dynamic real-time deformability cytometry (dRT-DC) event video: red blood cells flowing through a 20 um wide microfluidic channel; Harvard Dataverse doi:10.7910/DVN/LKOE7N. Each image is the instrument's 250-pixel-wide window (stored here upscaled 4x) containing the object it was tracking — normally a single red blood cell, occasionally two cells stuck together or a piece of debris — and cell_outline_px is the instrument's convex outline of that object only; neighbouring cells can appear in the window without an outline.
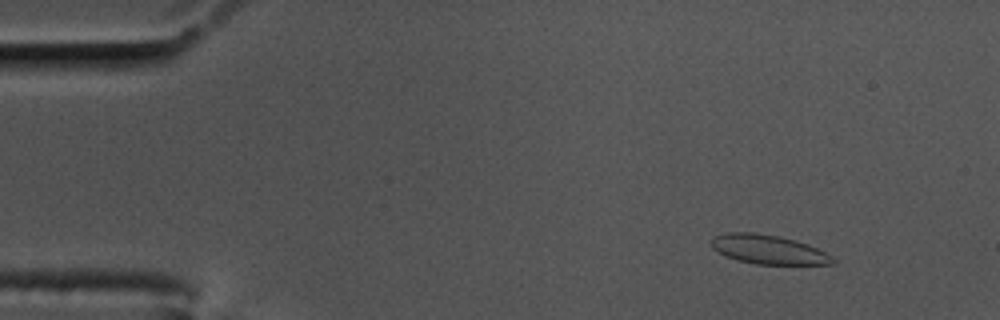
{"species": "common noctule bat (a hibernating species)", "species_latin": "Nyctalus noctula", "temperature_condition": "cold", "stored_images_in_passage": 16, "camera_frame_rate_fps": 3000, "um_per_image_px": 0.085, "animal": {"sex": "male", "body_mass_g": 17.5, "forearm_length_mm": 52.3}, "frame": {"image": 1, "passage_image": 7, "time_ms": 2.0, "image_size_px": [1000, 320], "cell_outline_px": [[836, 264], [756, 264], [736, 260], [724, 256], [712, 248], [712, 236], [728, 232], [756, 232], [776, 236], [792, 240], [816, 248], [832, 256], [836, 260]], "centroid_in_image_um": [65.25, 21.21], "position_along_channel_um": 19.7, "area_um2": 20.46}}